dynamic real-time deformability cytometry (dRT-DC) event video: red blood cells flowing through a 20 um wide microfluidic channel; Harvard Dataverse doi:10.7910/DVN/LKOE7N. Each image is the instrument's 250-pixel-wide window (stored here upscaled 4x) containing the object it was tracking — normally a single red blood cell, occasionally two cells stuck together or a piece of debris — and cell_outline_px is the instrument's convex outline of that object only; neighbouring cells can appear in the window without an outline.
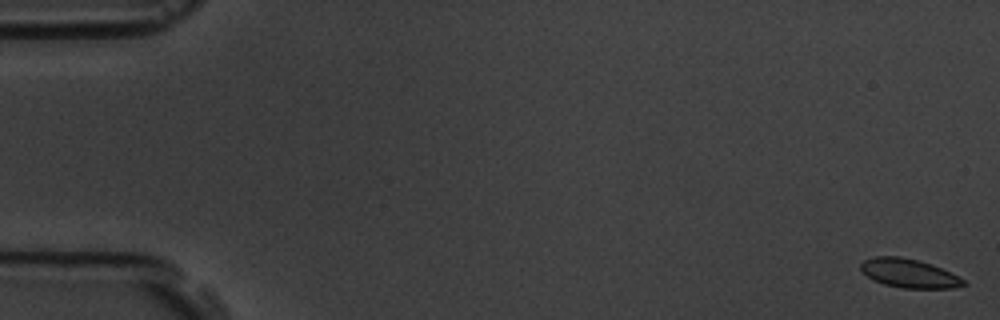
{"species": "common noctule bat (a hibernating species)", "species_latin": "Nyctalus noctula", "temperature_condition": "room temperature", "stored_images_in_passage": 56, "camera_frame_rate_fps": 3000, "um_per_image_px": 0.085, "animal": {"sex": "male", "body_mass_g": 19.5, "forearm_length_mm": 54.6}, "frame": {"image": 1, "passage_image": 1, "time_ms": 0.0, "image_size_px": [1000, 320], "cell_outline_px": [[968, 284], [952, 288], [904, 288], [884, 284], [872, 280], [860, 268], [860, 264], [864, 260], [876, 256], [900, 256], [920, 260], [932, 264], [964, 280]], "centroid_in_image_um": [77.24, 23.22], "position_along_channel_um": 7.8, "area_um2": 17.11}}
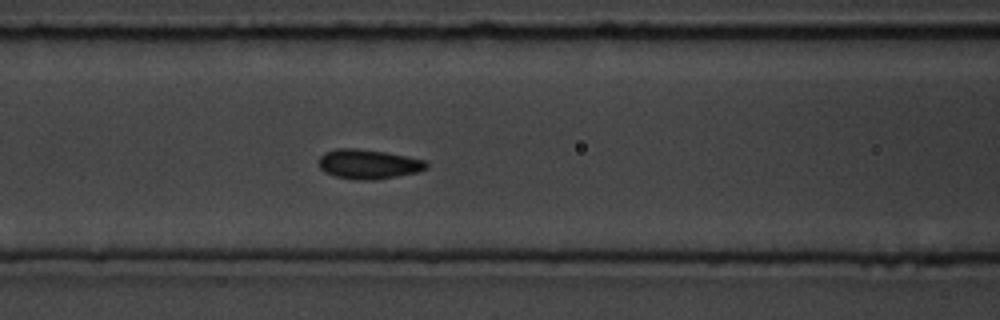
{"frame": {"image": 2, "passage_image": 24, "time_ms": 7.667, "image_size_px": [1000, 320], "cell_outline_px": [[428, 168], [416, 172], [396, 176], [372, 180], [356, 180], [336, 176], [324, 172], [320, 168], [316, 160], [324, 152], [336, 148], [356, 148], [388, 152], [424, 160], [428, 164]], "centroid_in_image_um": [31.26, 13.94], "position_along_channel_um": 135.3, "area_um2": 18.67}}
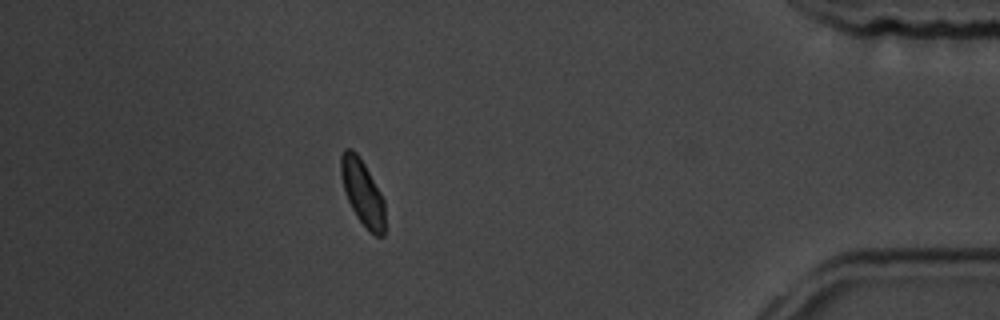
{"frame": {"image": 3, "passage_image": 50, "time_ms": 16.333, "image_size_px": [1000, 320], "cell_outline_px": [[384, 236], [376, 236], [368, 232], [356, 216], [344, 192], [340, 176], [340, 156], [344, 148], [352, 148], [356, 152], [364, 164], [380, 192], [384, 200]], "centroid_in_image_um": [30.78, 16.36], "position_along_channel_um": 404.4, "area_um2": 16.94}, "authors_computed_cell_mechanics": {"area_um2": 17.4556, "velocity_mm_per_s": 3.6432, "shape_relaxation_time_tau1_ms": 6.4815, "shape_relaxation_time_tau2_ms": null, "deformation_change_tau1": 0.1329, "deformation_change_tau2": null}}